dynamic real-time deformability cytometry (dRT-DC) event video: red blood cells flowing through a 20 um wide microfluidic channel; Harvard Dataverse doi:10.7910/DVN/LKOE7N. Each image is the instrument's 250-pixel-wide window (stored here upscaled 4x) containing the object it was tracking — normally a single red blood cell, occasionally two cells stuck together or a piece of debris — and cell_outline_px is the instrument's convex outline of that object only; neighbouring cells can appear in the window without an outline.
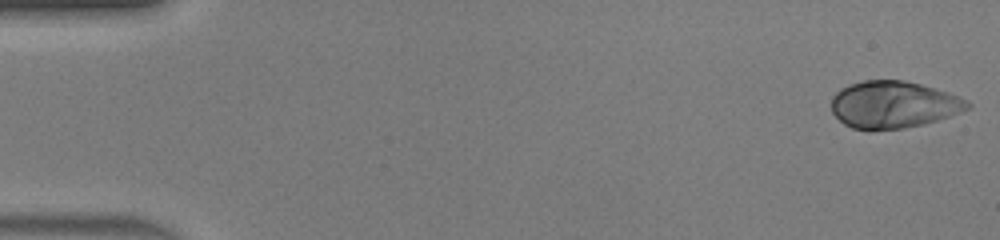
{"species": "human", "species_latin": "Homo sapiens", "temperature_condition": "warm", "stored_images_in_passage": 48, "camera_frame_rate_fps": 3000, "um_per_image_px": 0.085, "donor": {"sex": "male"}, "frame": {"image": 1, "passage_image": 1, "time_ms": 0.0, "image_size_px": [1000, 240], "cell_outline_px": [[972, 108], [924, 124], [904, 128], [872, 132], [868, 132], [852, 128], [844, 124], [832, 112], [832, 96], [840, 88], [848, 84], [864, 80], [904, 80], [920, 84], [948, 92], [968, 100], [972, 104]], "centroid_in_image_um": [75.92, 8.91], "position_along_channel_um": 9.1, "area_um2": 37.86}}
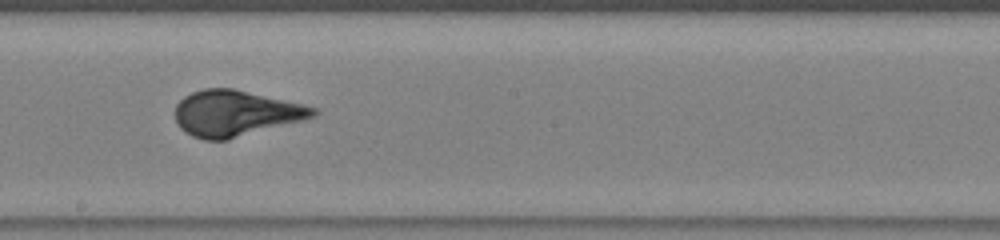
{"frame": {"image": 2, "passage_image": 27, "time_ms": 8.667, "image_size_px": [1000, 240], "cell_outline_px": [[320, 112], [316, 116], [304, 120], [228, 140], [204, 140], [192, 136], [184, 132], [176, 124], [176, 104], [184, 96], [192, 92], [204, 88], [232, 88], [304, 104], [316, 108]], "centroid_in_image_um": [20.03, 9.64], "position_along_channel_um": 228.2, "area_um2": 37.17}}
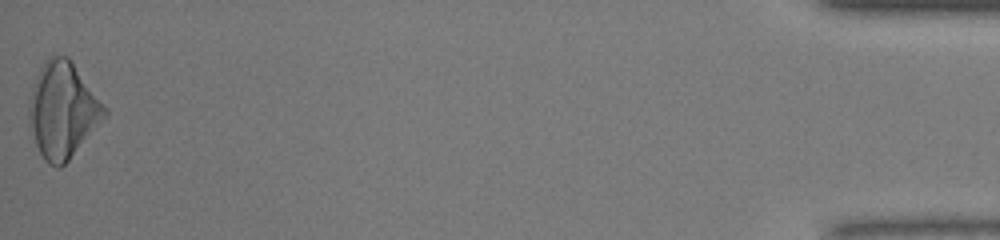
{"frame": {"image": 3, "passage_image": 48, "time_ms": 15.667, "image_size_px": [1000, 240], "cell_outline_px": [[108, 116], [68, 160], [60, 168], [56, 168], [48, 164], [44, 160], [36, 144], [28, 124], [28, 104], [32, 88], [36, 76], [44, 60], [52, 56], [68, 56], [108, 108]], "centroid_in_image_um": [5.34, 9.37], "position_along_channel_um": 429.9, "area_um2": 42.43}, "authors_computed_cell_mechanics": {"area_um2": 36.5296, "velocity_mm_per_s": 4.2582, "shape_relaxation_time_tau1_ms": 3.7574, "shape_relaxation_time_tau2_ms": null, "deformation_change_tau1": 0.1964, "deformation_change_tau2": null}}